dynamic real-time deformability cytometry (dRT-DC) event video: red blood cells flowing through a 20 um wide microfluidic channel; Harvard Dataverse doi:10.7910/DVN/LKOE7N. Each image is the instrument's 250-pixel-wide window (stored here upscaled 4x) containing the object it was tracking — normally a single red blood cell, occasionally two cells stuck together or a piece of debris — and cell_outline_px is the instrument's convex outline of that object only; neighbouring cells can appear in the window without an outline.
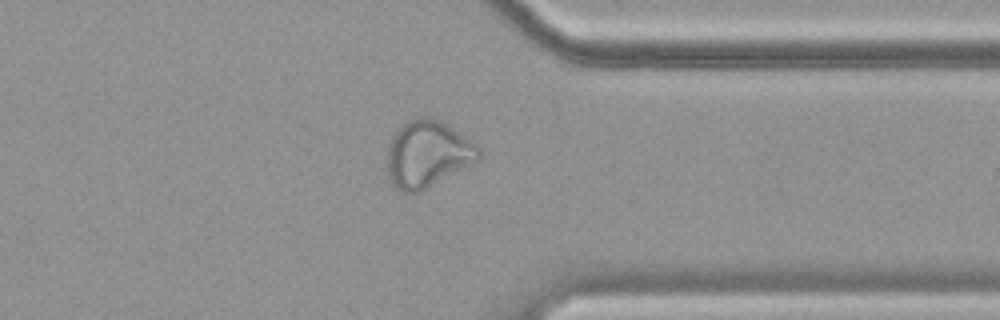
{"species": "common noctule bat (a hibernating species)", "species_latin": "Nyctalus noctula", "temperature_condition": "cold", "stored_images_in_passage": 44, "camera_frame_rate_fps": 3000, "um_per_image_px": 0.085, "animal": {"sex": "female", "body_mass_g": 19.9}, "frame": {"image": 1, "passage_image": 32, "time_ms": 10.333, "image_size_px": [1000, 320], "cell_outline_px": [[480, 156], [476, 160], [420, 192], [400, 192], [392, 184], [388, 176], [388, 144], [392, 136], [408, 120], [420, 116], [424, 116], [440, 120], [476, 144], [480, 148]], "centroid_in_image_um": [36.3, 13.08], "position_along_channel_um": 375.1, "area_um2": 34.97}}